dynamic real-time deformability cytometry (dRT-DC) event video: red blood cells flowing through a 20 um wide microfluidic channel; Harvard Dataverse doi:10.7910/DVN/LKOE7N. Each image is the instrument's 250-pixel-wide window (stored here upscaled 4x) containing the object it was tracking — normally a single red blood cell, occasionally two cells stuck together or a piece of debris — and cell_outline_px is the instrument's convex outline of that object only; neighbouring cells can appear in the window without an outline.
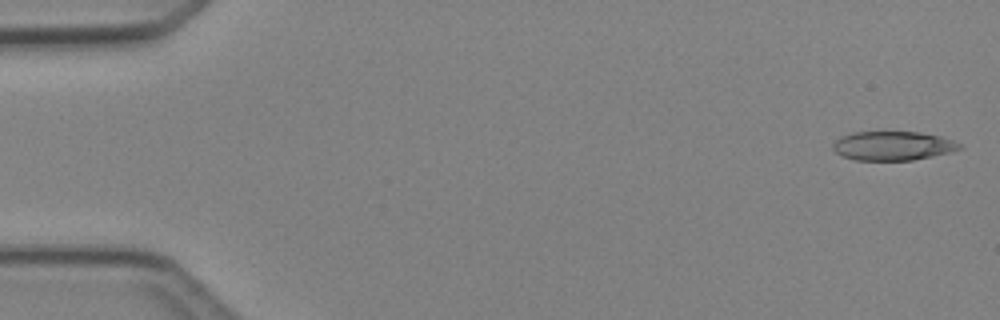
{"species": "Egyptian fruit bat (a non-hibernating species)", "species_latin": "Rousettus aegyptiacus", "temperature_condition": "cold", "stored_images_in_passage": 4, "camera_frame_rate_fps": 3000, "um_per_image_px": 0.085, "animal": {"sex": "female"}, "frame": {"image": 1, "passage_image": 1, "time_ms": 0.0, "image_size_px": [1000, 320], "cell_outline_px": [[964, 148], [932, 156], [912, 160], [856, 160], [844, 156], [836, 152], [832, 148], [832, 144], [840, 136], [852, 132], [920, 132], [940, 136], [964, 144]], "centroid_in_image_um": [75.9, 12.38], "position_along_channel_um": 9.1, "area_um2": 21.44}}